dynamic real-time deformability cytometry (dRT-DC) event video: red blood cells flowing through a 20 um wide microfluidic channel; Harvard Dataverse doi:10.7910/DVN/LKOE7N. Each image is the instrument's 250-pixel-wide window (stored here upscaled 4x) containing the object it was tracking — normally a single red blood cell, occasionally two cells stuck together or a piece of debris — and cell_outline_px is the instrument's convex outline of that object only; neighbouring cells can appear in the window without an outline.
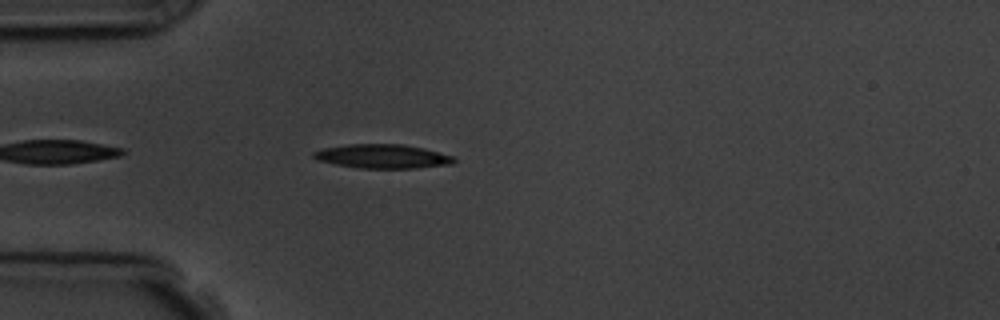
{"species": "common noctule bat (a hibernating species)", "species_latin": "Nyctalus noctula", "temperature_condition": "room temperature", "stored_images_in_passage": 1, "camera_frame_rate_fps": 3000, "um_per_image_px": 0.085, "animal": {"sex": "male", "body_mass_g": 19.5, "forearm_length_mm": 54.6}, "frame": {"image": 1, "passage_image": 1, "time_ms": 0.0, "image_size_px": [1000, 320], "cell_outline_px": [[456, 160], [452, 164], [416, 168], [360, 168], [336, 164], [316, 160], [312, 156], [312, 152], [324, 148], [348, 144], [404, 144], [424, 148], [452, 156]], "centroid_in_image_um": [32.5, 13.28], "position_along_channel_um": 52.5, "area_um2": 19.59}}